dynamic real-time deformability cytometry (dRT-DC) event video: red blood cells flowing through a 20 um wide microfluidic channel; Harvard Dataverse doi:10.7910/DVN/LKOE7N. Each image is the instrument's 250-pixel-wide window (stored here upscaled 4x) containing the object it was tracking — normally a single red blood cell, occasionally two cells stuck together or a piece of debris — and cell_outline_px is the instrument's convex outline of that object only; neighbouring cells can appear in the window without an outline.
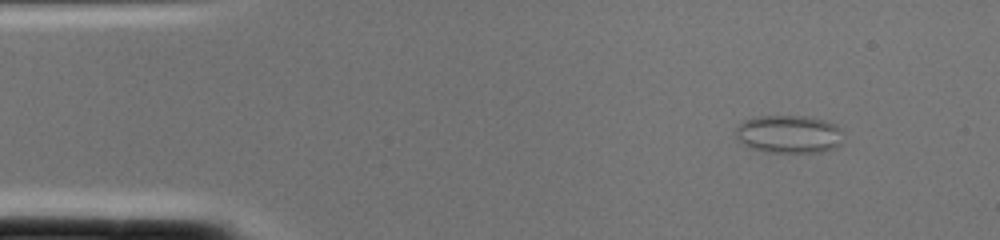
{"species": "common noctule bat (a hibernating species)", "species_latin": "Nyctalus noctula", "temperature_condition": "cold", "stored_images_in_passage": 1, "camera_frame_rate_fps": 3000, "um_per_image_px": 0.085, "animal": {"sex": "female", "body_mass_g": 22.0, "forearm_length_mm": 56.7}, "frame": {"image": 1, "passage_image": 1, "time_ms": 0.0, "image_size_px": [1000, 240], "cell_outline_px": [[840, 144], [836, 148], [820, 152], [764, 152], [752, 148], [736, 140], [736, 128], [744, 120], [760, 116], [808, 116], [824, 120], [836, 124], [840, 128]], "centroid_in_image_um": [67.04, 11.4], "position_along_channel_um": 18.0, "area_um2": 23.81}}